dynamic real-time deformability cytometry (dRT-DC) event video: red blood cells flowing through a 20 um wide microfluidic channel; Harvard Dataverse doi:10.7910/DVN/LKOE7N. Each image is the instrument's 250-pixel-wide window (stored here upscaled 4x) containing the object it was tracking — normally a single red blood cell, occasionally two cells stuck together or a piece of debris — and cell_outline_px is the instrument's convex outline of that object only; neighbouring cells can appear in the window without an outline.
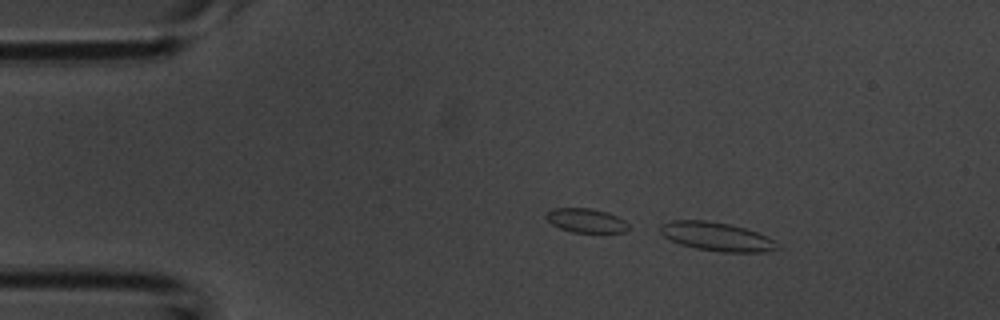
{"species": "common noctule bat (a hibernating species)", "species_latin": "Nyctalus noctula", "temperature_condition": "room temperature", "stored_images_in_passage": 8, "camera_frame_rate_fps": 3000, "um_per_image_px": 0.085, "animal": {"sex": "male", "body_mass_g": 20.1, "forearm_length_mm": 53.5}, "frame": {"image": 1, "passage_image": 1, "time_ms": 0.0, "image_size_px": [1000, 320], "cell_outline_px": [[780, 248], [764, 252], [724, 252], [696, 248], [680, 244], [664, 236], [660, 232], [660, 224], [672, 220], [704, 220], [728, 224], [744, 228], [768, 236], [776, 240]], "centroid_in_image_um": [60.94, 20.11], "position_along_channel_um": 24.1, "area_um2": 19.48}}